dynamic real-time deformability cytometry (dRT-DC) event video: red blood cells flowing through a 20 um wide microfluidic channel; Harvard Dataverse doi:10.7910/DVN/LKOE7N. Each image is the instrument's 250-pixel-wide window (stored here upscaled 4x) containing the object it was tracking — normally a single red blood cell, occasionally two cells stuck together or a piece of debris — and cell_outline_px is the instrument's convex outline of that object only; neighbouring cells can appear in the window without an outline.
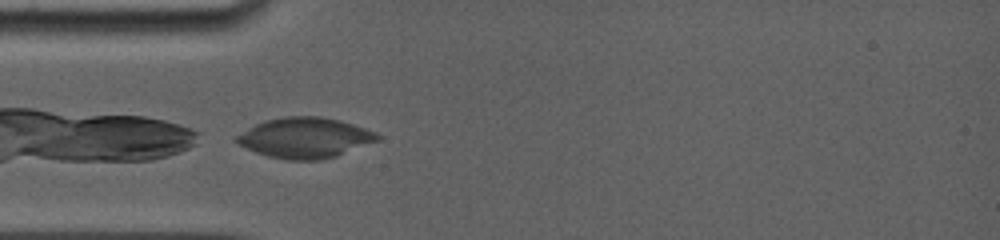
{"species": "common noctule bat (a hibernating species)", "species_latin": "Nyctalus noctula", "temperature_condition": "room temperature", "stored_images_in_passage": 8, "camera_frame_rate_fps": 5000, "um_per_image_px": 0.085, "animal": {"sex": "female", "body_mass_g": 19.0, "forearm_length_mm": 56.7}, "frame": {"image": 1, "passage_image": 1, "time_ms": 0.0, "image_size_px": [1000, 240], "cell_outline_px": [[380, 140], [336, 156], [320, 160], [288, 160], [268, 156], [256, 152], [232, 140], [236, 136], [248, 128], [264, 120], [284, 116], [320, 116], [340, 120], [376, 132], [380, 136]], "centroid_in_image_um": [25.93, 11.7], "position_along_channel_um": 59.1, "area_um2": 33.12}}
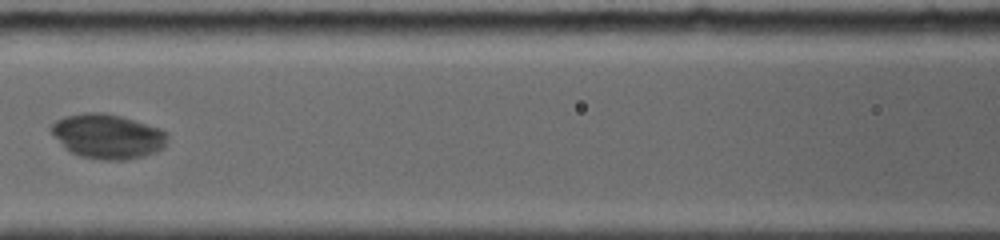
{"frame": {"image": 2, "passage_image": 4, "time_ms": 2.6, "image_size_px": [1000, 240], "cell_outline_px": [[168, 132], [164, 144], [160, 148], [152, 152], [128, 160], [100, 160], [80, 156], [72, 152], [48, 128], [56, 120], [68, 116], [84, 112], [104, 112], [120, 116], [160, 128]], "centroid_in_image_um": [9.15, 11.57], "position_along_channel_um": 157.5, "area_um2": 29.59}}
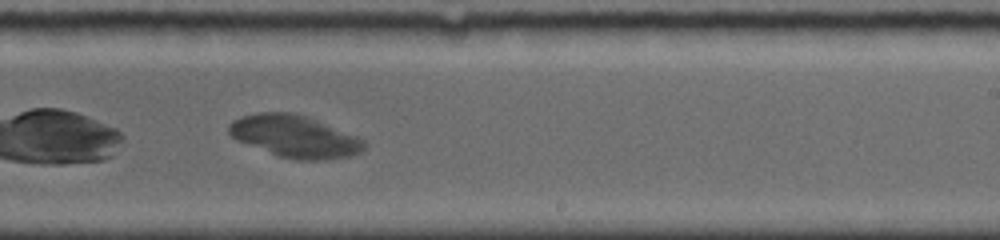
{"frame": {"image": 3, "passage_image": 7, "time_ms": 5.4, "image_size_px": [1000, 240], "cell_outline_px": [[364, 148], [360, 152], [348, 156], [324, 160], [296, 160], [280, 156], [236, 140], [228, 132], [228, 124], [232, 120], [240, 116], [256, 112], [292, 112], [304, 116], [364, 140]], "centroid_in_image_um": [24.97, 11.59], "position_along_channel_um": 264.0, "area_um2": 32.6}}